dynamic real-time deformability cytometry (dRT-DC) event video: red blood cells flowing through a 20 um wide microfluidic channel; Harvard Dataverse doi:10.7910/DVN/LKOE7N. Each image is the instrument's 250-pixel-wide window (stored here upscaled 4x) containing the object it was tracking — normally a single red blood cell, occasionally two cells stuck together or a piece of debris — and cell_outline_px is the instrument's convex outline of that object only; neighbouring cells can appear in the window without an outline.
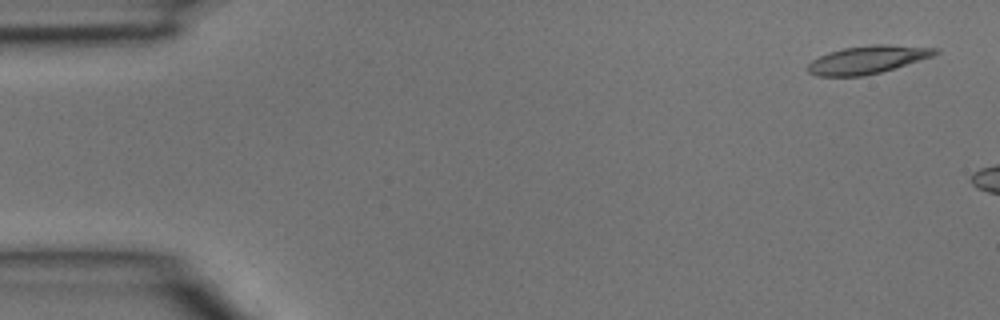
{"species": "common noctule bat (a hibernating species)", "species_latin": "Nyctalus noctula", "temperature_condition": "room temperature", "stored_images_in_passage": 5, "camera_frame_rate_fps": 3000, "um_per_image_px": 0.085, "animal": {"sex": "male", "body_mass_g": 15.6}, "frame": {"image": 1, "passage_image": 5, "time_ms": 1.333, "image_size_px": [1000, 320], "cell_outline_px": [[940, 52], [932, 56], [880, 72], [864, 76], [816, 76], [808, 72], [808, 64], [812, 60], [828, 52], [844, 48], [872, 44], [884, 44], [940, 48]], "centroid_in_image_um": [73.73, 5.06], "position_along_channel_um": 11.3, "area_um2": 20.58}}